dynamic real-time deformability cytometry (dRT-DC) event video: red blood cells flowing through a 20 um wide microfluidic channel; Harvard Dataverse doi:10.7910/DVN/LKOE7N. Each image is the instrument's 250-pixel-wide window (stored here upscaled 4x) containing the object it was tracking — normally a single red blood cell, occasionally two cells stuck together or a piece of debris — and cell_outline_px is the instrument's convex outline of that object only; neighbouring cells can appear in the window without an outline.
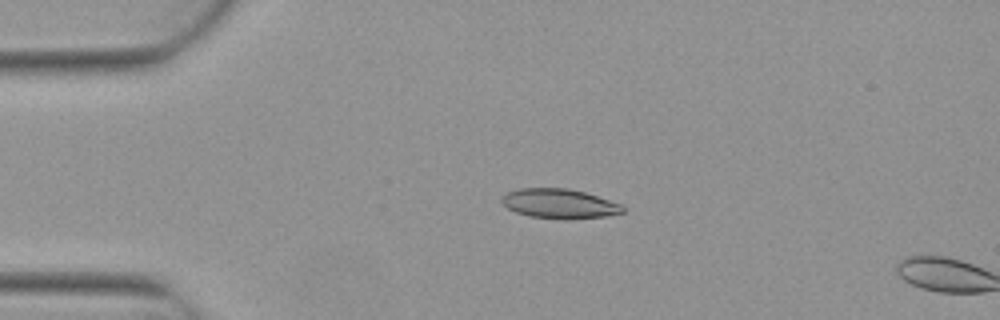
{"species": "Egyptian fruit bat (a non-hibernating species)", "species_latin": "Rousettus aegyptiacus", "temperature_condition": "warm", "stored_images_in_passage": 3, "camera_frame_rate_fps": 3000, "um_per_image_px": 0.085, "animal": {"sex": "female"}, "frame": {"image": 1, "passage_image": 2, "time_ms": 0.333, "image_size_px": [1000, 320], "cell_outline_px": [[624, 212], [608, 216], [564, 220], [528, 216], [516, 212], [508, 208], [500, 200], [508, 192], [520, 188], [568, 188], [584, 192], [620, 204], [624, 208]], "centroid_in_image_um": [47.54, 17.32], "position_along_channel_um": 37.5, "area_um2": 20.81}}